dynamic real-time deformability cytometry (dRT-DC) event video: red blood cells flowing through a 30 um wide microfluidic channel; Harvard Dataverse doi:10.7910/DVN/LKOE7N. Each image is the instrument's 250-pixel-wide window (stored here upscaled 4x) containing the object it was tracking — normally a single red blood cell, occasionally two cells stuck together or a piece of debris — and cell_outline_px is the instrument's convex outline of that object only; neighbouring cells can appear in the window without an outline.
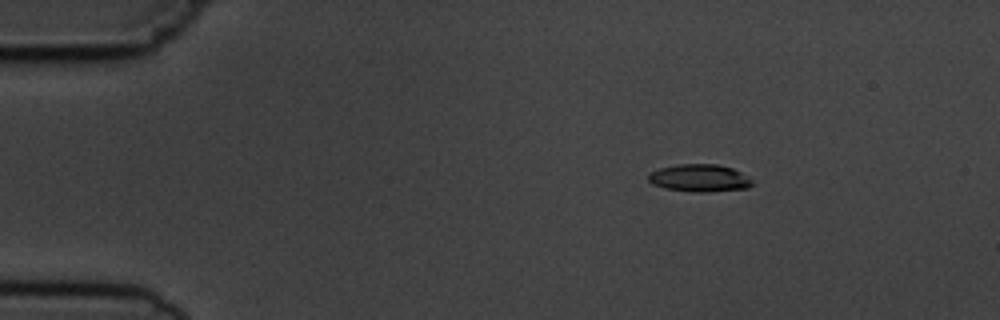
{"species": "common noctule bat (a hibernating species)", "species_latin": "Nyctalus noctula", "temperature_condition": "cold", "stored_images_in_passage": 7, "camera_frame_rate_fps": 3000, "um_per_image_px": 0.085, "animal": {"sex": "male", "body_mass_g": 19.5, "forearm_length_mm": 54.6}, "frame": {"image": 1, "passage_image": 3, "time_ms": 2.333, "image_size_px": [1000, 320], "cell_outline_px": [[752, 184], [748, 188], [708, 192], [692, 192], [664, 188], [652, 184], [648, 180], [648, 172], [660, 168], [676, 164], [716, 164], [732, 168], [740, 172], [752, 180]], "centroid_in_image_um": [59.42, 15.13], "position_along_channel_um": 25.6, "area_um2": 16.7}}
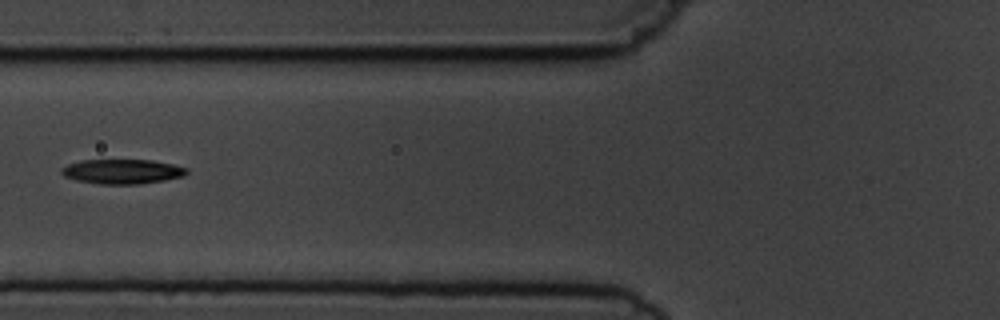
{"frame": {"image": 2, "passage_image": 7, "time_ms": 6.667, "image_size_px": [1000, 320], "cell_outline_px": [[188, 172], [184, 176], [164, 180], [136, 184], [100, 184], [76, 180], [64, 176], [60, 172], [60, 168], [68, 164], [80, 160], [152, 160], [172, 164], [188, 168]], "centroid_in_image_um": [10.37, 14.57], "position_along_channel_um": 115.4, "area_um2": 17.98}}